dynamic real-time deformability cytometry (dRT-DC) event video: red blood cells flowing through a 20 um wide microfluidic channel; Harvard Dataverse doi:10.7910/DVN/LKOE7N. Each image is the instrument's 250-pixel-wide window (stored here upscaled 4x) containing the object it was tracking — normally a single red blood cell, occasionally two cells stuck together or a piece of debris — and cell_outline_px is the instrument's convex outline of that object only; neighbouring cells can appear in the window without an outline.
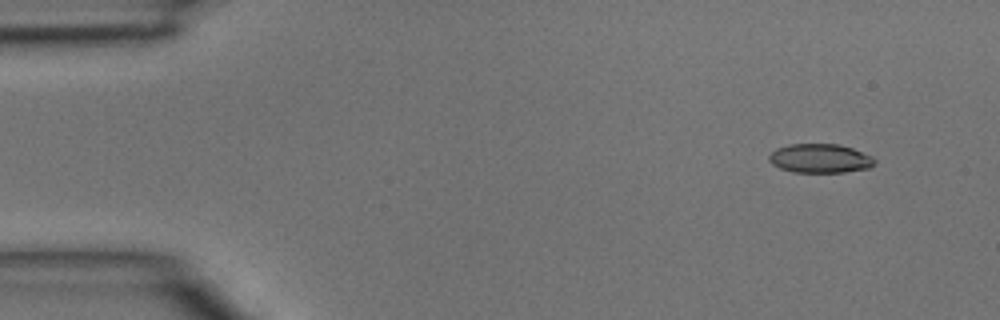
{"species": "common noctule bat (a hibernating species)", "species_latin": "Nyctalus noctula", "temperature_condition": "room temperature", "stored_images_in_passage": 3, "camera_frame_rate_fps": 3000, "um_per_image_px": 0.085, "animal": {"sex": "male", "body_mass_g": 15.6}, "frame": {"image": 1, "passage_image": 1, "time_ms": 0.0, "image_size_px": [1000, 320], "cell_outline_px": [[876, 164], [868, 168], [844, 172], [792, 172], [780, 168], [772, 164], [768, 160], [768, 156], [776, 148], [788, 144], [840, 144], [852, 148], [872, 156], [876, 160]], "centroid_in_image_um": [69.7, 13.46], "position_along_channel_um": 15.3, "area_um2": 17.98}}